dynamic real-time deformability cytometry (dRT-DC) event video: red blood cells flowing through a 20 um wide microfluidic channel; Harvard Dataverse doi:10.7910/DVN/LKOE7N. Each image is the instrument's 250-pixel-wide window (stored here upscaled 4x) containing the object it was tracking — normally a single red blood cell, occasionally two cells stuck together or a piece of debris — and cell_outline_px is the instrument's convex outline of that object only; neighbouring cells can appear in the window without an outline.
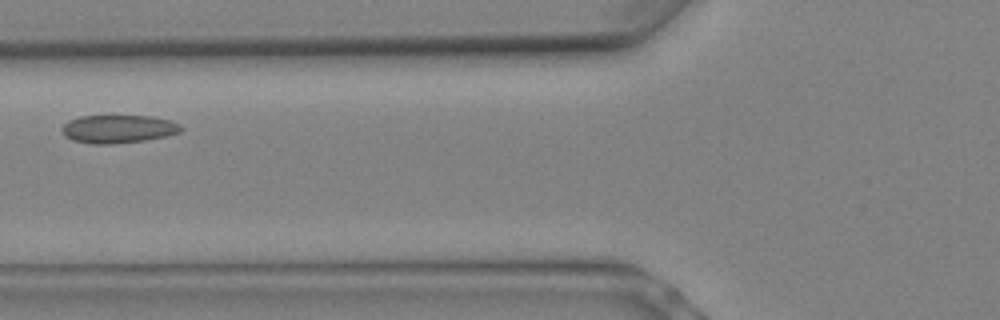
{"species": "Egyptian fruit bat (a non-hibernating species)", "species_latin": "Rousettus aegyptiacus", "temperature_condition": "warm", "stored_images_in_passage": 10, "camera_frame_rate_fps": 3000, "um_per_image_px": 0.085, "animal": {"sex": "female"}, "frame": {"image": 1, "passage_image": 5, "time_ms": 1.333, "image_size_px": [1000, 320], "cell_outline_px": [[184, 128], [180, 132], [164, 136], [144, 140], [112, 144], [96, 144], [72, 140], [64, 136], [64, 124], [68, 120], [80, 116], [152, 116], [172, 120], [180, 124]], "centroid_in_image_um": [10.09, 10.95], "position_along_channel_um": 115.7, "area_um2": 19.42}}